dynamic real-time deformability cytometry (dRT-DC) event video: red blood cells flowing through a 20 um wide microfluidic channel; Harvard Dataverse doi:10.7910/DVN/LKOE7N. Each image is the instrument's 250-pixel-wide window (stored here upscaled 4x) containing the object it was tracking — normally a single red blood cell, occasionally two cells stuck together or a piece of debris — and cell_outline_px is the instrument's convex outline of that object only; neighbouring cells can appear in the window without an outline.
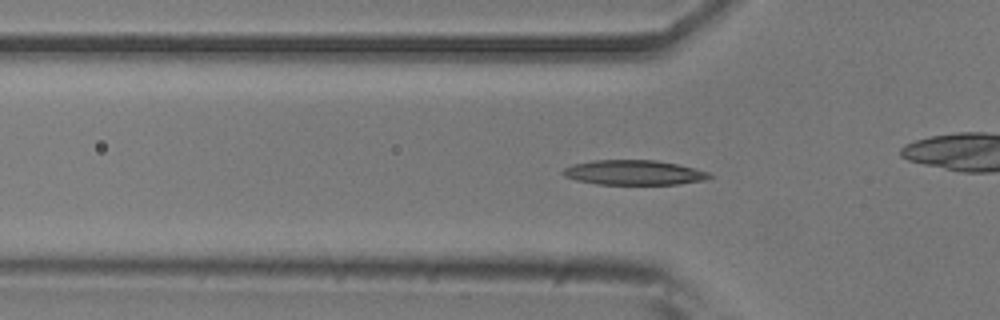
{"species": "common noctule bat (a hibernating species)", "species_latin": "Nyctalus noctula", "temperature_condition": "room temperature", "stored_images_in_passage": 42, "camera_frame_rate_fps": 3000, "um_per_image_px": 0.085, "animal": {"sex": "male", "body_mass_g": 20.5, "forearm_length_mm": 52.5}, "frame": {"image": 1, "passage_image": 10, "time_ms": 3.0, "image_size_px": [1000, 320], "cell_outline_px": [[712, 176], [704, 180], [680, 184], [596, 184], [576, 180], [564, 176], [560, 172], [564, 168], [572, 164], [592, 160], [656, 160], [676, 164], [708, 172]], "centroid_in_image_um": [53.82, 14.66], "position_along_channel_um": 72.0, "area_um2": 21.1}}
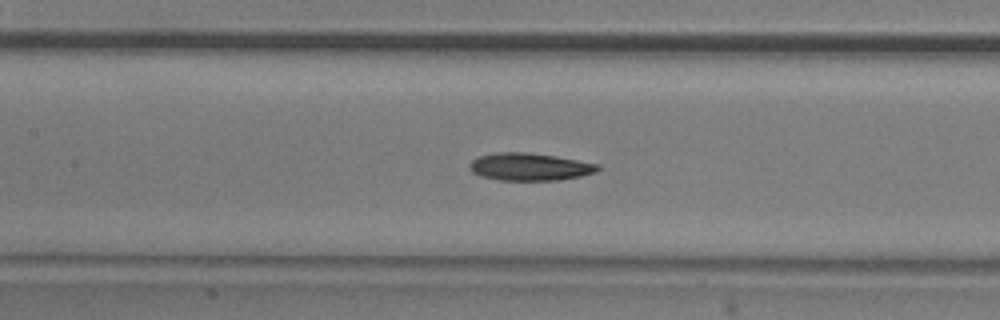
{"frame": {"image": 2, "passage_image": 17, "time_ms": 5.333, "image_size_px": [1000, 320], "cell_outline_px": [[600, 168], [596, 172], [580, 176], [556, 180], [500, 180], [480, 176], [472, 172], [468, 164], [476, 156], [496, 152], [528, 152], [556, 156], [600, 164]], "centroid_in_image_um": [45.0, 14.16], "position_along_channel_um": 162.4, "area_um2": 20.69}}
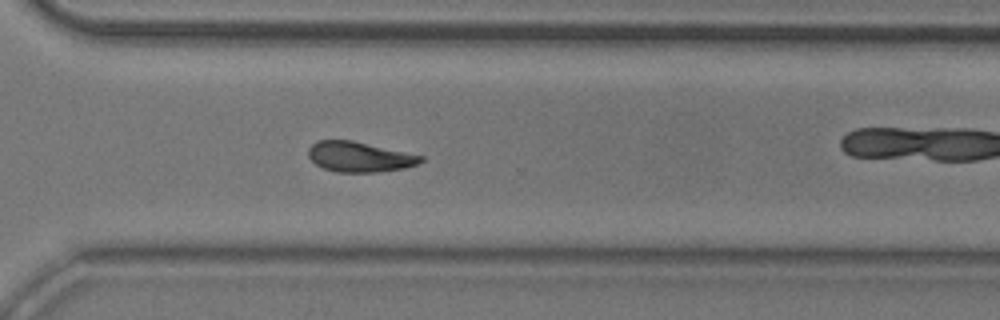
{"frame": {"image": 3, "passage_image": 31, "time_ms": 10.0, "image_size_px": [1000, 320], "cell_outline_px": [[424, 160], [416, 164], [404, 168], [376, 172], [336, 172], [324, 168], [316, 164], [308, 156], [308, 148], [316, 140], [352, 140], [424, 156]], "centroid_in_image_um": [30.53, 13.32], "position_along_channel_um": 340.1, "area_um2": 19.71}, "authors_computed_cell_mechanics": {"area_um2": 20.0277, "velocity_mm_per_s": 3.821, "shape_relaxation_time_tau1_ms": 4.6342, "shape_relaxation_time_tau2_ms": 4.0387, "deformation_change_tau1": 0.1512, "deformation_change_tau2": 0.1018}}